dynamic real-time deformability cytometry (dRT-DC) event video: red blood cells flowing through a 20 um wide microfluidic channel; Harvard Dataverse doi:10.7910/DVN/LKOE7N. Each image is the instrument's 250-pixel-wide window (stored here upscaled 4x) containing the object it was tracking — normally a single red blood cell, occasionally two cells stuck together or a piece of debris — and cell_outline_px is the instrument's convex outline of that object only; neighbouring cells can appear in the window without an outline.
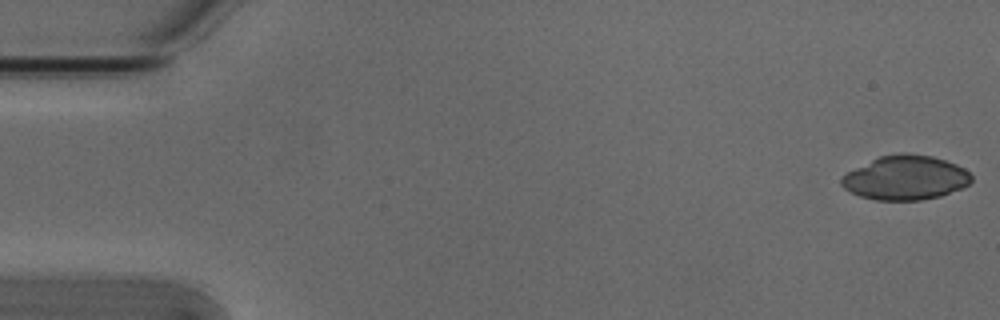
{"species": "Egyptian fruit bat (a non-hibernating species)", "species_latin": "Rousettus aegyptiacus", "temperature_condition": "cold", "stored_images_in_passage": 17, "camera_frame_rate_fps": 3000, "um_per_image_px": 0.085, "animal": {"sex": "male"}, "frame": {"image": 1, "passage_image": 1, "time_ms": 0.0, "image_size_px": [1000, 320], "cell_outline_px": [[972, 180], [968, 184], [960, 188], [940, 196], [920, 200], [876, 200], [860, 196], [844, 188], [840, 184], [840, 176], [880, 156], [896, 152], [908, 152], [932, 156], [956, 164], [964, 168], [972, 176]], "centroid_in_image_um": [76.95, 15.09], "position_along_channel_um": 8.0, "area_um2": 33.47}}